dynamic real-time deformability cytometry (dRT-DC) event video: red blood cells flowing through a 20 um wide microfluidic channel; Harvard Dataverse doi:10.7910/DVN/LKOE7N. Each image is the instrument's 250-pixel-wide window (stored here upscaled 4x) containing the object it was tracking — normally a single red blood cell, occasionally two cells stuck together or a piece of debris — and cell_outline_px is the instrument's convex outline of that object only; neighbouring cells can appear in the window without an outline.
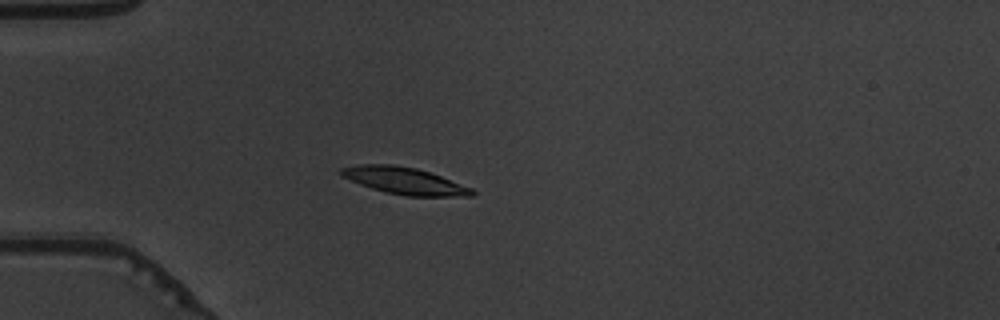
{"species": "common noctule bat (a hibernating species)", "species_latin": "Nyctalus noctula", "temperature_condition": "warm", "stored_images_in_passage": 55, "camera_frame_rate_fps": 3000, "um_per_image_px": 0.085, "animal": {"sex": "male", "body_mass_g": 19.5, "forearm_length_mm": 54.6}, "frame": {"image": 1, "passage_image": 16, "time_ms": 5.0, "image_size_px": [1000, 320], "cell_outline_px": [[476, 196], [404, 196], [372, 188], [360, 184], [340, 176], [336, 172], [340, 168], [360, 164], [392, 164], [416, 168], [440, 176], [472, 188], [476, 192]], "centroid_in_image_um": [34.34, 15.36], "position_along_channel_um": 50.7, "area_um2": 20.52}}
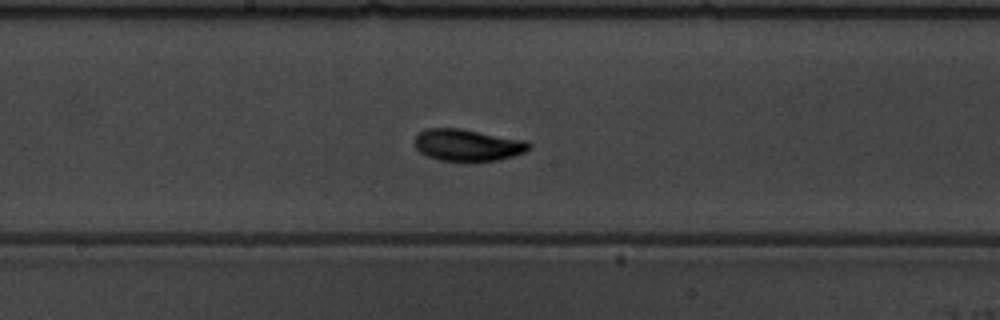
{"frame": {"image": 2, "passage_image": 30, "time_ms": 9.667, "image_size_px": [1000, 320], "cell_outline_px": [[532, 148], [524, 152], [500, 160], [440, 160], [428, 156], [420, 152], [416, 148], [416, 136], [420, 132], [428, 128], [460, 128], [528, 140], [532, 144]], "centroid_in_image_um": [39.81, 12.31], "position_along_channel_um": 208.4, "area_um2": 21.1}}
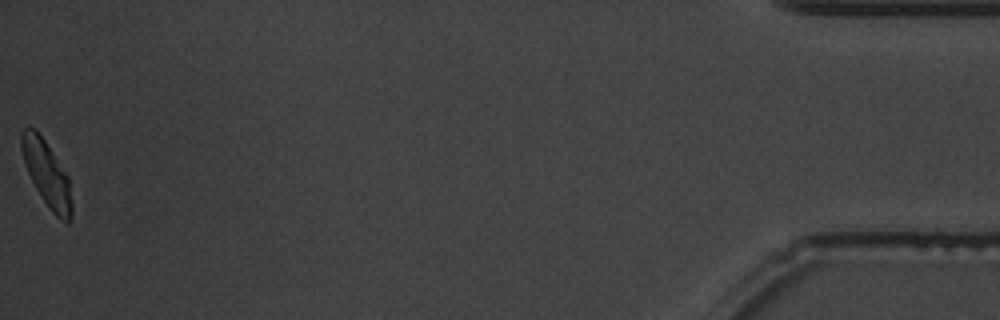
{"frame": {"image": 3, "passage_image": 55, "time_ms": 18.0, "image_size_px": [1000, 320], "cell_outline_px": [[72, 216], [68, 224], [60, 220], [52, 212], [36, 188], [28, 172], [20, 148], [20, 132], [24, 128], [36, 128], [68, 176], [72, 204]], "centroid_in_image_um": [3.97, 14.77], "position_along_channel_um": 431.2, "area_um2": 18.96}, "authors_computed_cell_mechanics": {"area_um2": 20.0566, "velocity_mm_per_s": 3.7451, "shape_relaxation_time_tau1_ms": 2.7319, "shape_relaxation_time_tau2_ms": 1.7507, "deformation_change_tau1": 0.1517, "deformation_change_tau2": 0.0632}}